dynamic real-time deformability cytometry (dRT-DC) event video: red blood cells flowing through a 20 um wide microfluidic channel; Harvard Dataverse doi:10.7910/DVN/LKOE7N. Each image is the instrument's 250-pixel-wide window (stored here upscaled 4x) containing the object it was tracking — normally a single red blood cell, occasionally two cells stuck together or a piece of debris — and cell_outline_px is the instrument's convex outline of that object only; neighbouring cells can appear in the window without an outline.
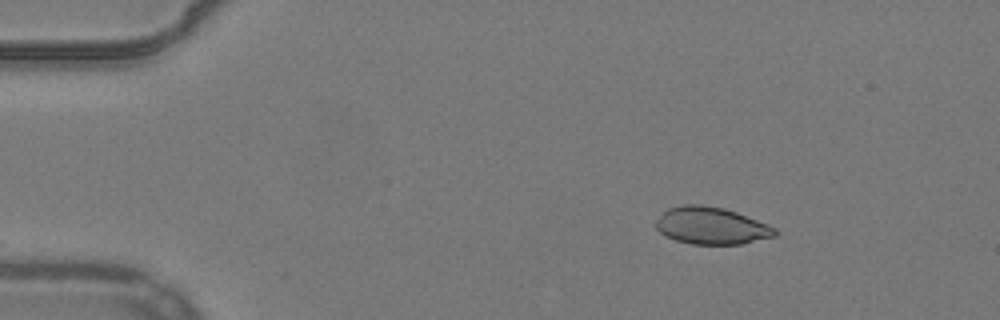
{"species": "common noctule bat (a hibernating species)", "species_latin": "Nyctalus noctula", "temperature_condition": "warm", "stored_images_in_passage": 42, "camera_frame_rate_fps": 3000, "um_per_image_px": 0.085, "animal": {"sex": "male", "body_mass_g": 19.2, "forearm_length_mm": 51.8}, "frame": {"image": 1, "passage_image": 2, "time_ms": 0.333, "image_size_px": [1000, 320], "cell_outline_px": [[776, 236], [740, 244], [692, 244], [676, 240], [664, 236], [656, 228], [656, 220], [668, 208], [684, 204], [700, 204], [724, 208], [736, 212], [768, 224], [776, 228]], "centroid_in_image_um": [60.45, 19.18], "position_along_channel_um": 24.5, "area_um2": 25.72}}
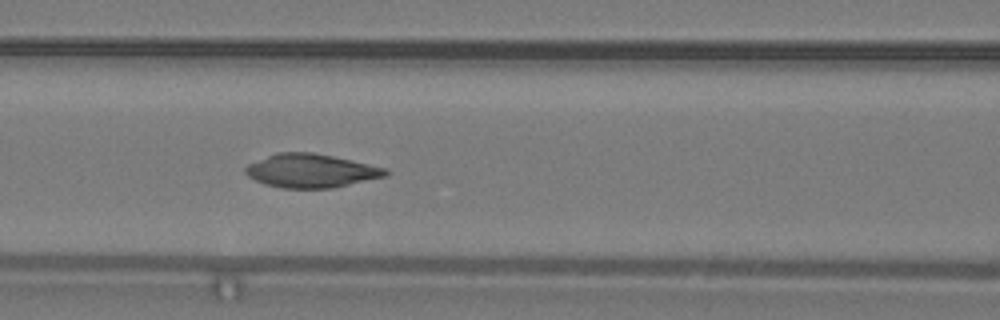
{"frame": {"image": 2, "passage_image": 17, "time_ms": 5.333, "image_size_px": [1000, 320], "cell_outline_px": [[392, 172], [388, 176], [332, 188], [280, 188], [264, 184], [248, 176], [244, 172], [244, 168], [248, 164], [276, 152], [312, 152], [352, 160], [388, 168]], "centroid_in_image_um": [26.47, 14.52], "position_along_channel_um": 140.1, "area_um2": 27.69}}
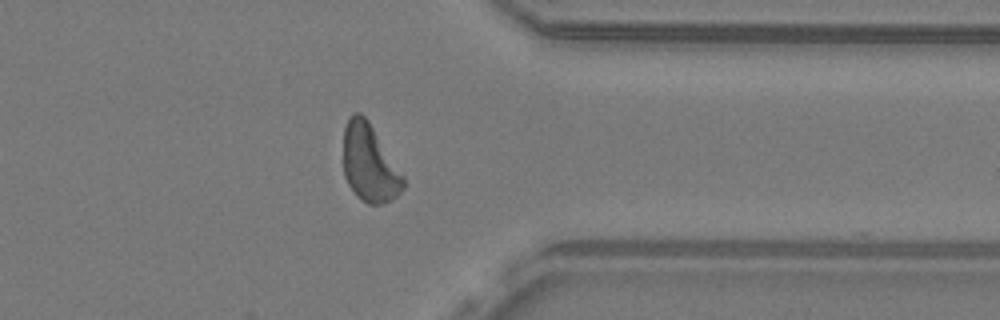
{"frame": {"image": 3, "passage_image": 36, "time_ms": 11.667, "image_size_px": [1000, 320], "cell_outline_px": [[404, 188], [396, 196], [384, 204], [368, 204], [356, 196], [348, 184], [344, 176], [344, 128], [348, 116], [356, 112], [360, 112], [368, 120], [404, 176]], "centroid_in_image_um": [31.4, 13.88], "position_along_channel_um": 380.0, "area_um2": 26.99}, "authors_computed_cell_mechanics": {"area_um2": 26.9348, "velocity_mm_per_s": 3.9229, "shape_relaxation_time_tau1_ms": 10.6406, "shape_relaxation_time_tau2_ms": 1.7636, "deformation_change_tau1": 0.3942, "deformation_change_tau2": 0.0521}}